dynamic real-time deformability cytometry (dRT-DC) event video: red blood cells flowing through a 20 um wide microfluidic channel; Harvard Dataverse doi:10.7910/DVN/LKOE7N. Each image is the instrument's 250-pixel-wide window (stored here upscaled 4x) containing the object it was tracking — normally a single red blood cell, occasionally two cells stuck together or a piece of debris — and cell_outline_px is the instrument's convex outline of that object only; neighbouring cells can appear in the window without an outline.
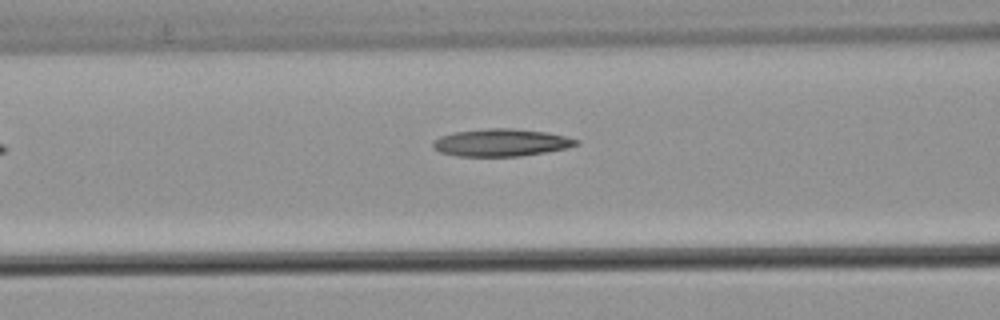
{"species": "common noctule bat (a hibernating species)", "species_latin": "Nyctalus noctula", "temperature_condition": "warm", "stored_images_in_passage": 6, "camera_frame_rate_fps": 3000, "um_per_image_px": 0.085, "animal": {"sex": "male", "body_mass_g": 21.5, "forearm_length_mm": 52.0}, "frame": {"image": 1, "passage_image": 6, "time_ms": 1.667, "image_size_px": [1000, 320], "cell_outline_px": [[580, 144], [568, 148], [520, 156], [456, 156], [440, 152], [432, 144], [432, 140], [440, 136], [452, 132], [484, 128], [512, 128], [548, 132], [580, 140]], "centroid_in_image_um": [42.6, 12.11], "position_along_channel_um": 124.0, "area_um2": 23.06}}